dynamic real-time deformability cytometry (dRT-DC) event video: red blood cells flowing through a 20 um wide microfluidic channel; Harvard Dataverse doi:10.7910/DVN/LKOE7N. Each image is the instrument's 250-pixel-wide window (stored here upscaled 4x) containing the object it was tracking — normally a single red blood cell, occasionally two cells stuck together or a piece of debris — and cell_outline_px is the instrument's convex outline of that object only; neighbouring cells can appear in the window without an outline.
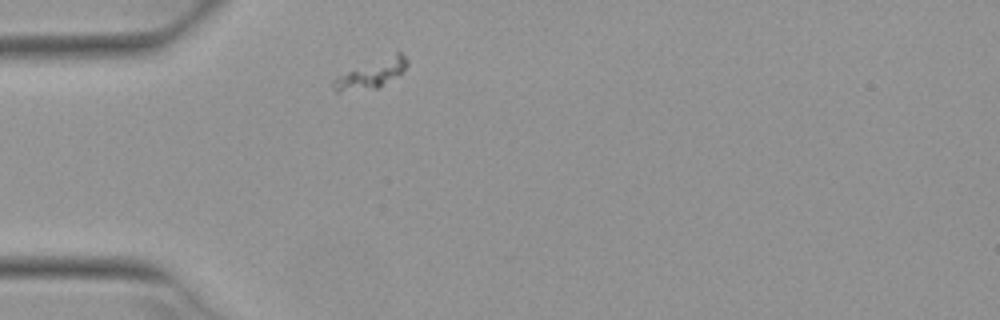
{"species": "Egyptian fruit bat (a non-hibernating species)", "species_latin": "Rousettus aegyptiacus", "temperature_condition": "warm", "stored_images_in_passage": 2, "camera_frame_rate_fps": 3000, "um_per_image_px": 0.085, "animal": {"sex": "female"}, "frame": {"image": 1, "passage_image": 1, "time_ms": 0.0, "image_size_px": [1000, 320], "cell_outline_px": [[408, 64], [404, 72], [380, 88], [336, 92], [332, 88], [332, 80], [336, 76], [396, 52], [400, 52], [408, 60]], "centroid_in_image_um": [31.59, 6.3], "position_along_channel_um": 53.4, "area_um2": 12.31}}